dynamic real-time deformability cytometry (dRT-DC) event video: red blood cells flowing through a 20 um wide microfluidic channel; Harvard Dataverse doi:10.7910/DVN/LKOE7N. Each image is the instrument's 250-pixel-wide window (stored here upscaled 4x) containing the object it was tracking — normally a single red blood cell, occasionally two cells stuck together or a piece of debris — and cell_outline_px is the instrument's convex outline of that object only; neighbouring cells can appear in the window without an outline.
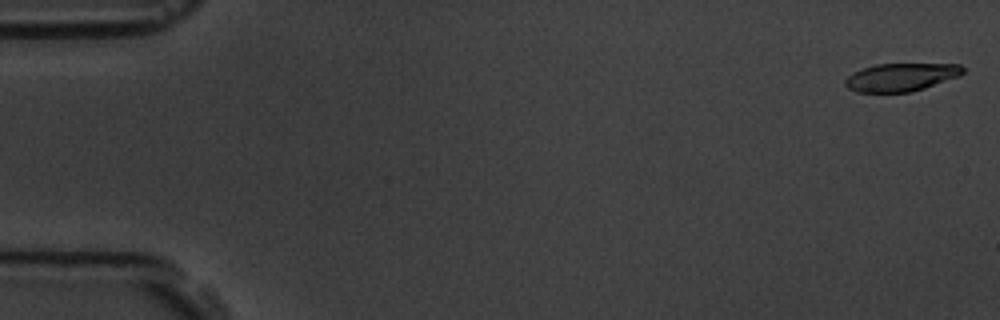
{"species": "common noctule bat (a hibernating species)", "species_latin": "Nyctalus noctula", "temperature_condition": "room temperature", "stored_images_in_passage": 7, "camera_frame_rate_fps": 3000, "um_per_image_px": 0.085, "animal": {"sex": "male", "body_mass_g": 19.5, "forearm_length_mm": 54.6}, "frame": {"image": 1, "passage_image": 1, "time_ms": 0.0, "image_size_px": [1000, 320], "cell_outline_px": [[964, 72], [960, 76], [912, 92], [856, 92], [848, 88], [844, 84], [844, 80], [852, 72], [876, 64], [960, 64], [964, 68]], "centroid_in_image_um": [76.58, 6.56], "position_along_channel_um": 8.4, "area_um2": 19.25}}
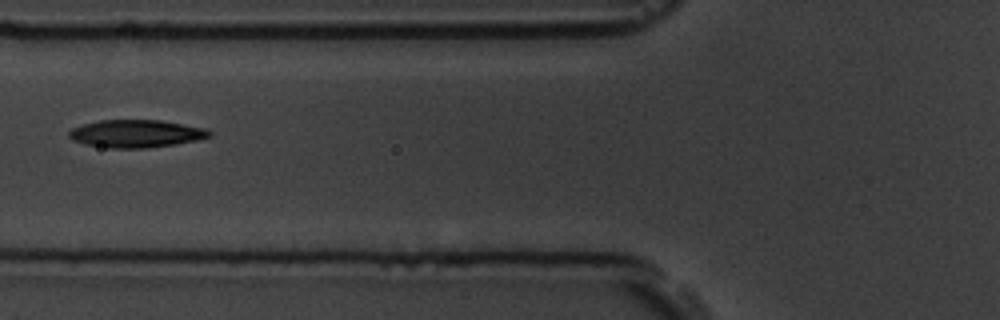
{"frame": {"image": 2, "passage_image": 6, "time_ms": 6.667, "image_size_px": [1000, 320], "cell_outline_px": [[212, 136], [196, 140], [176, 144], [148, 148], [108, 148], [84, 144], [72, 140], [68, 136], [68, 132], [72, 128], [84, 124], [100, 120], [160, 120], [208, 128], [212, 132]], "centroid_in_image_um": [11.59, 11.36], "position_along_channel_um": 114.2, "area_um2": 22.83}}
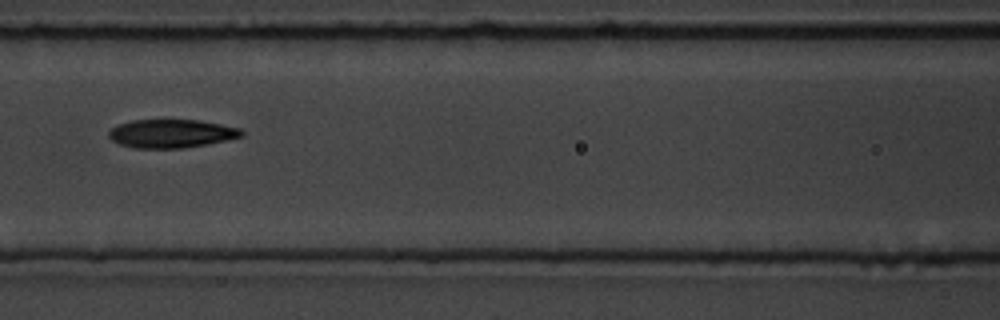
{"frame": {"image": 3, "passage_image": 7, "time_ms": 7.667, "image_size_px": [1000, 320], "cell_outline_px": [[244, 136], [228, 140], [208, 144], [184, 148], [136, 148], [120, 144], [112, 140], [108, 136], [108, 132], [112, 128], [120, 124], [132, 120], [200, 120], [240, 128], [244, 132]], "centroid_in_image_um": [14.6, 11.35], "position_along_channel_um": 152.0, "area_um2": 22.02}}